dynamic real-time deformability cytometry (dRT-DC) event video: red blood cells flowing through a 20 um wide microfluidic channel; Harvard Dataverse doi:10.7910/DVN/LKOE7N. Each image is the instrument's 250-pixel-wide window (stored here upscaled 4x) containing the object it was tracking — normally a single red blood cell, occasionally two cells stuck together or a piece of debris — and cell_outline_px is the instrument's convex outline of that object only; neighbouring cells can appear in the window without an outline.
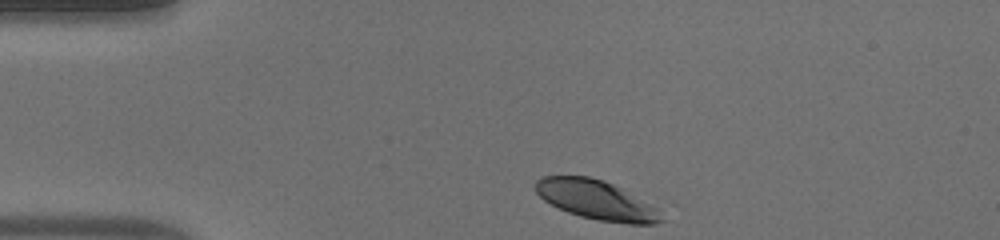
{"species": "human", "species_latin": "Homo sapiens", "temperature_condition": "warm", "stored_images_in_passage": 34, "camera_frame_rate_fps": 3000, "um_per_image_px": 0.085, "donor": {"sex": "male"}, "frame": {"image": 1, "passage_image": 1, "time_ms": 0.0, "image_size_px": [1000, 240], "cell_outline_px": [[664, 220], [652, 224], [628, 224], [596, 220], [580, 216], [568, 212], [544, 200], [536, 192], [532, 184], [540, 176], [588, 176], [604, 180], [620, 188], [656, 208]], "centroid_in_image_um": [50.62, 16.99], "position_along_channel_um": 34.4, "area_um2": 28.5}}
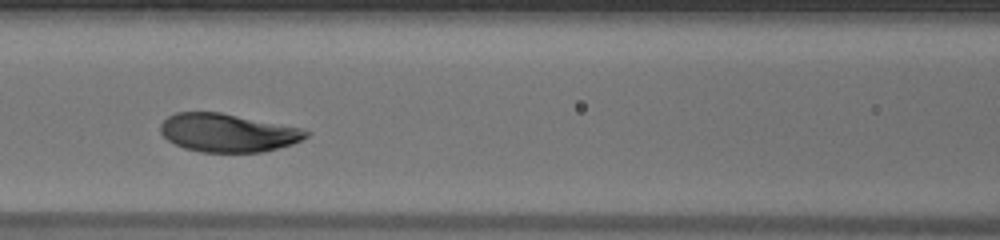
{"frame": {"image": 2, "passage_image": 13, "time_ms": 4.0, "image_size_px": [1000, 240], "cell_outline_px": [[312, 132], [308, 136], [292, 144], [264, 152], [200, 152], [184, 148], [168, 140], [160, 132], [160, 124], [168, 116], [176, 112], [220, 112], [300, 128]], "centroid_in_image_um": [19.34, 11.29], "position_along_channel_um": 147.3, "area_um2": 32.37}}
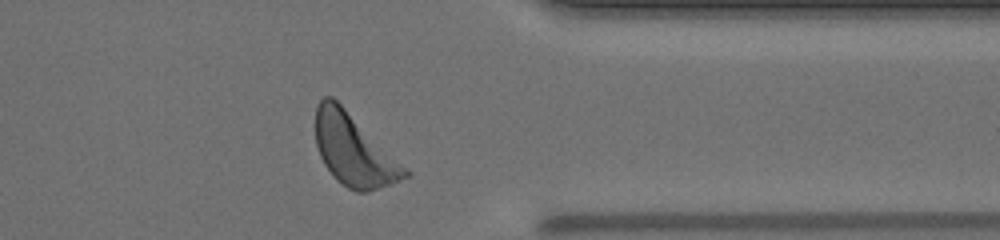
{"frame": {"image": 3, "passage_image": 31, "time_ms": 10.0, "image_size_px": [1000, 240], "cell_outline_px": [[408, 176], [400, 180], [368, 192], [356, 192], [348, 188], [336, 180], [324, 164], [320, 156], [316, 144], [316, 104], [324, 96], [332, 96], [408, 172]], "centroid_in_image_um": [29.99, 12.78], "position_along_channel_um": 381.4, "area_um2": 35.84}, "authors_computed_cell_mechanics": {"area_um2": 33.2639, "velocity_mm_per_s": 4.0558, "shape_relaxation_time_tau1_ms": 2.5113, "shape_relaxation_time_tau2_ms": null, "deformation_change_tau1": 0.1357, "deformation_change_tau2": null}}